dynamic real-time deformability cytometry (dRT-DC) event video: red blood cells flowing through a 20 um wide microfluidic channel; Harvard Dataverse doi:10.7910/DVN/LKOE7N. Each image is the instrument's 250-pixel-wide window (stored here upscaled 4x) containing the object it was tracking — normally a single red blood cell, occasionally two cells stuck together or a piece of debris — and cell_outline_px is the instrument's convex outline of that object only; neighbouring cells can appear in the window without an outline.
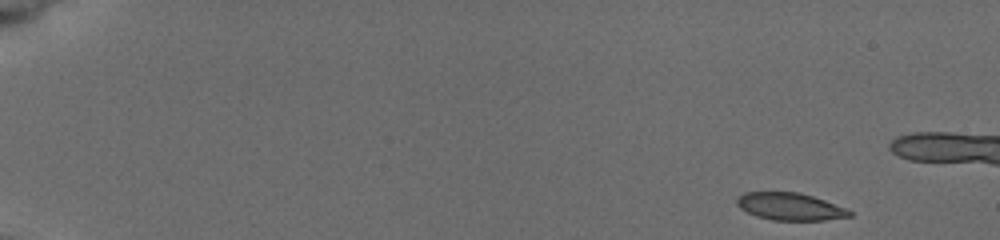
{"species": "common noctule bat (a hibernating species)", "species_latin": "Nyctalus noctula", "temperature_condition": "cold", "stored_images_in_passage": 8, "segment_of_instrument_passage": [1, 2], "camera_frame_rate_fps": 3000, "um_per_image_px": 0.085, "animal": {"sex": "female", "body_mass_g": 19.5, "forearm_length_mm": 54.1}, "frame": {"image": 1, "passage_image": 1, "time_ms": 0.0, "image_size_px": [1000, 240], "cell_outline_px": [[852, 216], [824, 220], [772, 220], [756, 216], [740, 208], [736, 204], [736, 200], [744, 192], [800, 192], [824, 200], [844, 208], [852, 212]], "centroid_in_image_um": [67.13, 17.55], "position_along_channel_um": 17.9, "area_um2": 17.8}}
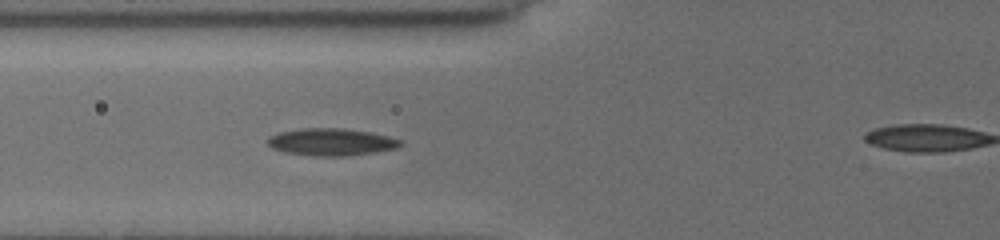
{"frame": {"image": 2, "passage_image": 7, "time_ms": 6.0, "image_size_px": [1000, 240], "cell_outline_px": [[404, 144], [396, 148], [372, 152], [344, 156], [312, 156], [284, 152], [272, 148], [268, 144], [268, 136], [280, 132], [300, 128], [344, 128], [372, 132], [388, 136], [400, 140]], "centroid_in_image_um": [28.14, 12.06], "position_along_channel_um": 97.7, "area_um2": 21.1}}